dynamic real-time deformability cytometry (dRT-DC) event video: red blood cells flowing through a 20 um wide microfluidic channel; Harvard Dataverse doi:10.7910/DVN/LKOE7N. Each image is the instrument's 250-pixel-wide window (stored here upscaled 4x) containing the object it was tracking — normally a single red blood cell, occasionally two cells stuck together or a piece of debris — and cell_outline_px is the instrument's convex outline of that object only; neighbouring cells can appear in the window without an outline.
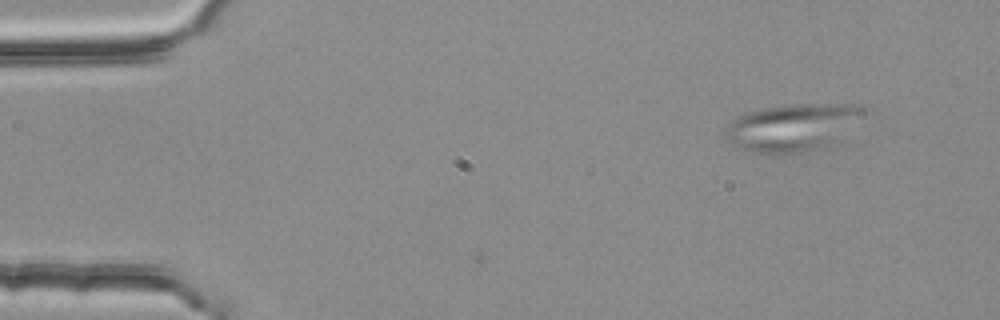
{"species": "common noctule bat (a hibernating species)", "species_latin": "Nyctalus noctula", "temperature_condition": "room temperature", "stored_images_in_passage": 5, "camera_frame_rate_fps": 3000, "um_per_image_px": 0.085, "animal": {"sex": "female", "body_mass_g": 25.1}, "frame": {"image": 1, "passage_image": 1, "time_ms": 0.0, "image_size_px": [1000, 320], "cell_outline_px": [[860, 112], [840, 144], [828, 148], [800, 152], [756, 152], [732, 144], [724, 136], [724, 132], [728, 124], [732, 120], [748, 112], [764, 108], [784, 104], [856, 104], [860, 108]], "centroid_in_image_um": [67.36, 10.84], "position_along_channel_um": 17.6, "area_um2": 37.74}}